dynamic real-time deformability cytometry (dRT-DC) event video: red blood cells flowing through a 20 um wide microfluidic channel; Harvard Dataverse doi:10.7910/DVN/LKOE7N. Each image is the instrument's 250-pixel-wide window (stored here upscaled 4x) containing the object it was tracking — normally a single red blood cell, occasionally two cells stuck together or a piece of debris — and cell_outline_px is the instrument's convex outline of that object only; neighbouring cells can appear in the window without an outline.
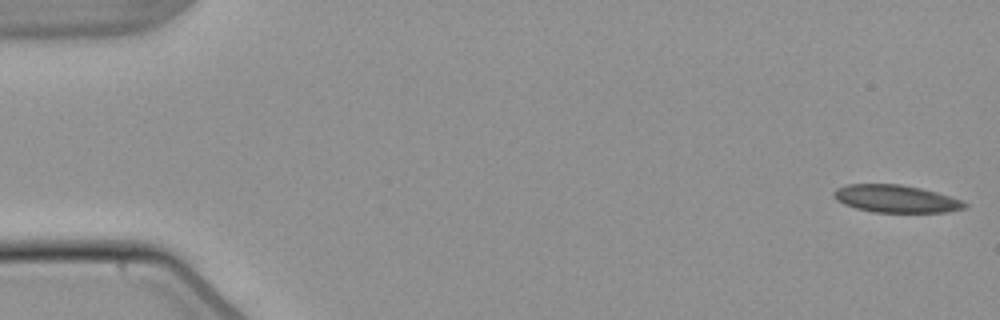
{"species": "common noctule bat (a hibernating species)", "species_latin": "Nyctalus noctula", "temperature_condition": "warm", "stored_images_in_passage": 53, "camera_frame_rate_fps": 3000, "um_per_image_px": 0.085, "animal": {"sex": "male", "body_mass_g": 21.5, "forearm_length_mm": 52.0}, "frame": {"image": 1, "passage_image": 1, "time_ms": 0.0, "image_size_px": [1000, 320], "cell_outline_px": [[968, 204], [964, 208], [948, 212], [872, 212], [856, 208], [844, 204], [836, 200], [832, 196], [832, 192], [836, 188], [848, 184], [900, 184], [920, 188], [936, 192], [960, 200]], "centroid_in_image_um": [76.1, 16.89], "position_along_channel_um": 8.9, "area_um2": 20.92}}
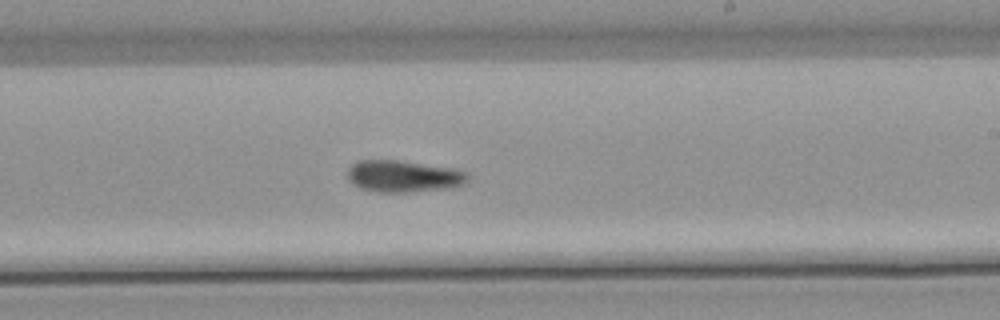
{"frame": {"image": 2, "passage_image": 32, "time_ms": 10.333, "image_size_px": [1000, 320], "cell_outline_px": [[468, 180], [464, 184], [456, 188], [408, 192], [376, 192], [360, 188], [352, 184], [348, 180], [348, 168], [352, 164], [360, 160], [396, 160], [452, 168], [468, 172]], "centroid_in_image_um": [34.31, 15.0], "position_along_channel_um": 254.7, "area_um2": 22.48}}
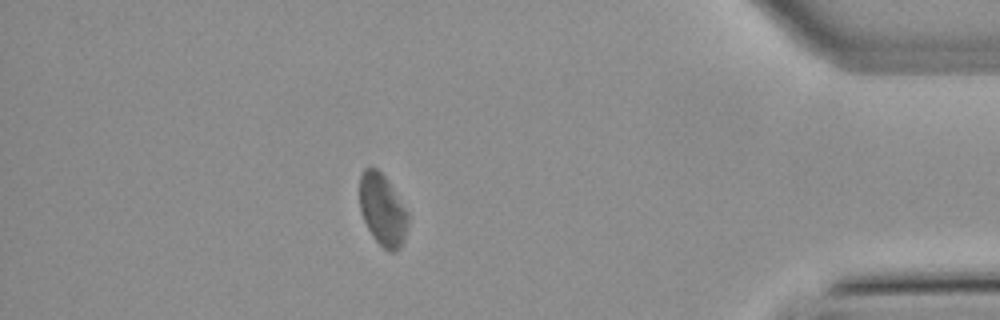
{"frame": {"image": 3, "passage_image": 47, "time_ms": 15.333, "image_size_px": [1000, 320], "cell_outline_px": [[408, 224], [404, 240], [400, 248], [396, 252], [388, 252], [372, 236], [364, 220], [360, 208], [360, 172], [364, 168], [376, 168], [388, 180], [408, 212]], "centroid_in_image_um": [32.52, 17.85], "position_along_channel_um": 402.7, "area_um2": 20.23}}